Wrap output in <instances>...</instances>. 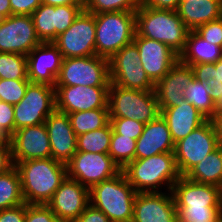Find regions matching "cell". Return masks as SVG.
I'll list each match as a JSON object with an SVG mask.
<instances>
[{
    "instance_id": "ab89813d",
    "label": "cell",
    "mask_w": 222,
    "mask_h": 222,
    "mask_svg": "<svg viewBox=\"0 0 222 222\" xmlns=\"http://www.w3.org/2000/svg\"><path fill=\"white\" fill-rule=\"evenodd\" d=\"M25 222H63L45 204H26Z\"/></svg>"
},
{
    "instance_id": "4fadbf2b",
    "label": "cell",
    "mask_w": 222,
    "mask_h": 222,
    "mask_svg": "<svg viewBox=\"0 0 222 222\" xmlns=\"http://www.w3.org/2000/svg\"><path fill=\"white\" fill-rule=\"evenodd\" d=\"M41 43L31 15H10L0 24V52L27 56Z\"/></svg>"
},
{
    "instance_id": "8992f818",
    "label": "cell",
    "mask_w": 222,
    "mask_h": 222,
    "mask_svg": "<svg viewBox=\"0 0 222 222\" xmlns=\"http://www.w3.org/2000/svg\"><path fill=\"white\" fill-rule=\"evenodd\" d=\"M108 108L110 118H129L144 124L161 114L154 91L127 89L113 83L109 86Z\"/></svg>"
},
{
    "instance_id": "8d00e7d4",
    "label": "cell",
    "mask_w": 222,
    "mask_h": 222,
    "mask_svg": "<svg viewBox=\"0 0 222 222\" xmlns=\"http://www.w3.org/2000/svg\"><path fill=\"white\" fill-rule=\"evenodd\" d=\"M30 80L0 79V101L16 105L25 96Z\"/></svg>"
},
{
    "instance_id": "3957f363",
    "label": "cell",
    "mask_w": 222,
    "mask_h": 222,
    "mask_svg": "<svg viewBox=\"0 0 222 222\" xmlns=\"http://www.w3.org/2000/svg\"><path fill=\"white\" fill-rule=\"evenodd\" d=\"M135 36L162 42L178 55L184 50L189 29L177 11L155 9L140 3L135 12Z\"/></svg>"
},
{
    "instance_id": "b9f144b4",
    "label": "cell",
    "mask_w": 222,
    "mask_h": 222,
    "mask_svg": "<svg viewBox=\"0 0 222 222\" xmlns=\"http://www.w3.org/2000/svg\"><path fill=\"white\" fill-rule=\"evenodd\" d=\"M207 87L212 90L214 86H222V58L214 64H206L199 70Z\"/></svg>"
},
{
    "instance_id": "7bdbcfd3",
    "label": "cell",
    "mask_w": 222,
    "mask_h": 222,
    "mask_svg": "<svg viewBox=\"0 0 222 222\" xmlns=\"http://www.w3.org/2000/svg\"><path fill=\"white\" fill-rule=\"evenodd\" d=\"M0 129L10 138L15 133L14 106L0 101Z\"/></svg>"
},
{
    "instance_id": "7402d4cb",
    "label": "cell",
    "mask_w": 222,
    "mask_h": 222,
    "mask_svg": "<svg viewBox=\"0 0 222 222\" xmlns=\"http://www.w3.org/2000/svg\"><path fill=\"white\" fill-rule=\"evenodd\" d=\"M176 207L222 206V189L181 176L172 186Z\"/></svg>"
},
{
    "instance_id": "60d3db41",
    "label": "cell",
    "mask_w": 222,
    "mask_h": 222,
    "mask_svg": "<svg viewBox=\"0 0 222 222\" xmlns=\"http://www.w3.org/2000/svg\"><path fill=\"white\" fill-rule=\"evenodd\" d=\"M195 31L210 44L222 47V17L199 26Z\"/></svg>"
},
{
    "instance_id": "f1b7e54d",
    "label": "cell",
    "mask_w": 222,
    "mask_h": 222,
    "mask_svg": "<svg viewBox=\"0 0 222 222\" xmlns=\"http://www.w3.org/2000/svg\"><path fill=\"white\" fill-rule=\"evenodd\" d=\"M184 99L210 120L215 114V103L204 78L198 73L184 90Z\"/></svg>"
},
{
    "instance_id": "e575fe53",
    "label": "cell",
    "mask_w": 222,
    "mask_h": 222,
    "mask_svg": "<svg viewBox=\"0 0 222 222\" xmlns=\"http://www.w3.org/2000/svg\"><path fill=\"white\" fill-rule=\"evenodd\" d=\"M178 222H222V206L176 207Z\"/></svg>"
},
{
    "instance_id": "277c9868",
    "label": "cell",
    "mask_w": 222,
    "mask_h": 222,
    "mask_svg": "<svg viewBox=\"0 0 222 222\" xmlns=\"http://www.w3.org/2000/svg\"><path fill=\"white\" fill-rule=\"evenodd\" d=\"M136 196L137 192L123 171L89 190L90 204L111 222H132Z\"/></svg>"
},
{
    "instance_id": "44dd1931",
    "label": "cell",
    "mask_w": 222,
    "mask_h": 222,
    "mask_svg": "<svg viewBox=\"0 0 222 222\" xmlns=\"http://www.w3.org/2000/svg\"><path fill=\"white\" fill-rule=\"evenodd\" d=\"M51 157L67 164L77 152V135L71 127L68 114L55 109L46 119Z\"/></svg>"
},
{
    "instance_id": "f907efd6",
    "label": "cell",
    "mask_w": 222,
    "mask_h": 222,
    "mask_svg": "<svg viewBox=\"0 0 222 222\" xmlns=\"http://www.w3.org/2000/svg\"><path fill=\"white\" fill-rule=\"evenodd\" d=\"M210 120L218 138L219 146H222V112L215 113Z\"/></svg>"
},
{
    "instance_id": "4dcf8cb0",
    "label": "cell",
    "mask_w": 222,
    "mask_h": 222,
    "mask_svg": "<svg viewBox=\"0 0 222 222\" xmlns=\"http://www.w3.org/2000/svg\"><path fill=\"white\" fill-rule=\"evenodd\" d=\"M24 203L20 174L14 166L0 174V211Z\"/></svg>"
},
{
    "instance_id": "603a6c76",
    "label": "cell",
    "mask_w": 222,
    "mask_h": 222,
    "mask_svg": "<svg viewBox=\"0 0 222 222\" xmlns=\"http://www.w3.org/2000/svg\"><path fill=\"white\" fill-rule=\"evenodd\" d=\"M168 124L160 114L145 124L142 134L136 141L135 159H143L165 152H174Z\"/></svg>"
},
{
    "instance_id": "d4e9b609",
    "label": "cell",
    "mask_w": 222,
    "mask_h": 222,
    "mask_svg": "<svg viewBox=\"0 0 222 222\" xmlns=\"http://www.w3.org/2000/svg\"><path fill=\"white\" fill-rule=\"evenodd\" d=\"M222 58V50L204 40L195 30L189 31L184 50L179 54V61L200 70L206 64H214Z\"/></svg>"
},
{
    "instance_id": "836d02e7",
    "label": "cell",
    "mask_w": 222,
    "mask_h": 222,
    "mask_svg": "<svg viewBox=\"0 0 222 222\" xmlns=\"http://www.w3.org/2000/svg\"><path fill=\"white\" fill-rule=\"evenodd\" d=\"M0 79L29 80L27 56L18 53L0 52Z\"/></svg>"
},
{
    "instance_id": "6da1fadb",
    "label": "cell",
    "mask_w": 222,
    "mask_h": 222,
    "mask_svg": "<svg viewBox=\"0 0 222 222\" xmlns=\"http://www.w3.org/2000/svg\"><path fill=\"white\" fill-rule=\"evenodd\" d=\"M22 195L26 204H47L68 176L67 164L52 157L18 162Z\"/></svg>"
},
{
    "instance_id": "f6af8a7d",
    "label": "cell",
    "mask_w": 222,
    "mask_h": 222,
    "mask_svg": "<svg viewBox=\"0 0 222 222\" xmlns=\"http://www.w3.org/2000/svg\"><path fill=\"white\" fill-rule=\"evenodd\" d=\"M26 203L0 211V222H25Z\"/></svg>"
},
{
    "instance_id": "ffe728a7",
    "label": "cell",
    "mask_w": 222,
    "mask_h": 222,
    "mask_svg": "<svg viewBox=\"0 0 222 222\" xmlns=\"http://www.w3.org/2000/svg\"><path fill=\"white\" fill-rule=\"evenodd\" d=\"M199 70L178 61L171 70L154 85V92L160 111L164 108L179 106L184 99V90Z\"/></svg>"
},
{
    "instance_id": "db71d44e",
    "label": "cell",
    "mask_w": 222,
    "mask_h": 222,
    "mask_svg": "<svg viewBox=\"0 0 222 222\" xmlns=\"http://www.w3.org/2000/svg\"><path fill=\"white\" fill-rule=\"evenodd\" d=\"M9 141V137L0 129V146Z\"/></svg>"
},
{
    "instance_id": "ac0fdd59",
    "label": "cell",
    "mask_w": 222,
    "mask_h": 222,
    "mask_svg": "<svg viewBox=\"0 0 222 222\" xmlns=\"http://www.w3.org/2000/svg\"><path fill=\"white\" fill-rule=\"evenodd\" d=\"M132 222H178L171 191L137 193Z\"/></svg>"
},
{
    "instance_id": "11a10c76",
    "label": "cell",
    "mask_w": 222,
    "mask_h": 222,
    "mask_svg": "<svg viewBox=\"0 0 222 222\" xmlns=\"http://www.w3.org/2000/svg\"><path fill=\"white\" fill-rule=\"evenodd\" d=\"M5 18L6 17L0 13V24L4 22Z\"/></svg>"
},
{
    "instance_id": "83f0119b",
    "label": "cell",
    "mask_w": 222,
    "mask_h": 222,
    "mask_svg": "<svg viewBox=\"0 0 222 222\" xmlns=\"http://www.w3.org/2000/svg\"><path fill=\"white\" fill-rule=\"evenodd\" d=\"M110 82L127 89L154 91V83L146 75L141 63L137 67L109 69Z\"/></svg>"
},
{
    "instance_id": "cb8c5ba5",
    "label": "cell",
    "mask_w": 222,
    "mask_h": 222,
    "mask_svg": "<svg viewBox=\"0 0 222 222\" xmlns=\"http://www.w3.org/2000/svg\"><path fill=\"white\" fill-rule=\"evenodd\" d=\"M161 115L168 124L174 143L185 138L194 129L208 120L185 99L179 102V106L162 109Z\"/></svg>"
},
{
    "instance_id": "f5cc1de1",
    "label": "cell",
    "mask_w": 222,
    "mask_h": 222,
    "mask_svg": "<svg viewBox=\"0 0 222 222\" xmlns=\"http://www.w3.org/2000/svg\"><path fill=\"white\" fill-rule=\"evenodd\" d=\"M0 13L5 17L11 15V5L9 0H0Z\"/></svg>"
},
{
    "instance_id": "484cf974",
    "label": "cell",
    "mask_w": 222,
    "mask_h": 222,
    "mask_svg": "<svg viewBox=\"0 0 222 222\" xmlns=\"http://www.w3.org/2000/svg\"><path fill=\"white\" fill-rule=\"evenodd\" d=\"M177 13L190 31L196 30L222 17V0L179 1Z\"/></svg>"
},
{
    "instance_id": "9c48e42d",
    "label": "cell",
    "mask_w": 222,
    "mask_h": 222,
    "mask_svg": "<svg viewBox=\"0 0 222 222\" xmlns=\"http://www.w3.org/2000/svg\"><path fill=\"white\" fill-rule=\"evenodd\" d=\"M219 147L211 120L194 129L175 143L174 157L180 176H185L205 156Z\"/></svg>"
},
{
    "instance_id": "e0dca14e",
    "label": "cell",
    "mask_w": 222,
    "mask_h": 222,
    "mask_svg": "<svg viewBox=\"0 0 222 222\" xmlns=\"http://www.w3.org/2000/svg\"><path fill=\"white\" fill-rule=\"evenodd\" d=\"M140 63L146 75L155 84L179 61V55L162 42L142 36H134Z\"/></svg>"
},
{
    "instance_id": "7c38bea8",
    "label": "cell",
    "mask_w": 222,
    "mask_h": 222,
    "mask_svg": "<svg viewBox=\"0 0 222 222\" xmlns=\"http://www.w3.org/2000/svg\"><path fill=\"white\" fill-rule=\"evenodd\" d=\"M84 10V5L41 4L31 15L38 38L41 42H53L65 32Z\"/></svg>"
},
{
    "instance_id": "d590c367",
    "label": "cell",
    "mask_w": 222,
    "mask_h": 222,
    "mask_svg": "<svg viewBox=\"0 0 222 222\" xmlns=\"http://www.w3.org/2000/svg\"><path fill=\"white\" fill-rule=\"evenodd\" d=\"M84 10L99 14L104 12H136L141 0H83Z\"/></svg>"
},
{
    "instance_id": "d6a6232c",
    "label": "cell",
    "mask_w": 222,
    "mask_h": 222,
    "mask_svg": "<svg viewBox=\"0 0 222 222\" xmlns=\"http://www.w3.org/2000/svg\"><path fill=\"white\" fill-rule=\"evenodd\" d=\"M136 141L130 137L116 134L112 130L108 154L121 170L135 159Z\"/></svg>"
},
{
    "instance_id": "2e32d148",
    "label": "cell",
    "mask_w": 222,
    "mask_h": 222,
    "mask_svg": "<svg viewBox=\"0 0 222 222\" xmlns=\"http://www.w3.org/2000/svg\"><path fill=\"white\" fill-rule=\"evenodd\" d=\"M89 204V189L67 176L46 205L59 220L74 222Z\"/></svg>"
},
{
    "instance_id": "ee69618b",
    "label": "cell",
    "mask_w": 222,
    "mask_h": 222,
    "mask_svg": "<svg viewBox=\"0 0 222 222\" xmlns=\"http://www.w3.org/2000/svg\"><path fill=\"white\" fill-rule=\"evenodd\" d=\"M11 15H32L42 4L41 0H9Z\"/></svg>"
},
{
    "instance_id": "8fae6325",
    "label": "cell",
    "mask_w": 222,
    "mask_h": 222,
    "mask_svg": "<svg viewBox=\"0 0 222 222\" xmlns=\"http://www.w3.org/2000/svg\"><path fill=\"white\" fill-rule=\"evenodd\" d=\"M121 171L108 153L77 151L67 163L68 177L77 180L89 190Z\"/></svg>"
},
{
    "instance_id": "7a4b0ae2",
    "label": "cell",
    "mask_w": 222,
    "mask_h": 222,
    "mask_svg": "<svg viewBox=\"0 0 222 222\" xmlns=\"http://www.w3.org/2000/svg\"><path fill=\"white\" fill-rule=\"evenodd\" d=\"M122 171L137 193L162 192L161 189L163 192L171 191L174 183L181 177L174 152L134 159Z\"/></svg>"
},
{
    "instance_id": "c3c4849f",
    "label": "cell",
    "mask_w": 222,
    "mask_h": 222,
    "mask_svg": "<svg viewBox=\"0 0 222 222\" xmlns=\"http://www.w3.org/2000/svg\"><path fill=\"white\" fill-rule=\"evenodd\" d=\"M180 0H141L149 8L177 11Z\"/></svg>"
},
{
    "instance_id": "5b68a950",
    "label": "cell",
    "mask_w": 222,
    "mask_h": 222,
    "mask_svg": "<svg viewBox=\"0 0 222 222\" xmlns=\"http://www.w3.org/2000/svg\"><path fill=\"white\" fill-rule=\"evenodd\" d=\"M95 15L96 55L110 59L115 53L133 42L135 12L117 11Z\"/></svg>"
},
{
    "instance_id": "74e56055",
    "label": "cell",
    "mask_w": 222,
    "mask_h": 222,
    "mask_svg": "<svg viewBox=\"0 0 222 222\" xmlns=\"http://www.w3.org/2000/svg\"><path fill=\"white\" fill-rule=\"evenodd\" d=\"M138 48L134 42L125 45L109 59V69L137 67L140 63Z\"/></svg>"
},
{
    "instance_id": "bcb514c9",
    "label": "cell",
    "mask_w": 222,
    "mask_h": 222,
    "mask_svg": "<svg viewBox=\"0 0 222 222\" xmlns=\"http://www.w3.org/2000/svg\"><path fill=\"white\" fill-rule=\"evenodd\" d=\"M74 222H111L100 210L89 204Z\"/></svg>"
},
{
    "instance_id": "681fc988",
    "label": "cell",
    "mask_w": 222,
    "mask_h": 222,
    "mask_svg": "<svg viewBox=\"0 0 222 222\" xmlns=\"http://www.w3.org/2000/svg\"><path fill=\"white\" fill-rule=\"evenodd\" d=\"M210 96L213 102L215 103V113L222 112V86H214L210 90Z\"/></svg>"
},
{
    "instance_id": "7dc6e473",
    "label": "cell",
    "mask_w": 222,
    "mask_h": 222,
    "mask_svg": "<svg viewBox=\"0 0 222 222\" xmlns=\"http://www.w3.org/2000/svg\"><path fill=\"white\" fill-rule=\"evenodd\" d=\"M14 167L10 141L0 146V174L8 172Z\"/></svg>"
},
{
    "instance_id": "9a60e30c",
    "label": "cell",
    "mask_w": 222,
    "mask_h": 222,
    "mask_svg": "<svg viewBox=\"0 0 222 222\" xmlns=\"http://www.w3.org/2000/svg\"><path fill=\"white\" fill-rule=\"evenodd\" d=\"M14 166L26 160L51 157V146L45 123L26 126L9 138Z\"/></svg>"
},
{
    "instance_id": "d6986e66",
    "label": "cell",
    "mask_w": 222,
    "mask_h": 222,
    "mask_svg": "<svg viewBox=\"0 0 222 222\" xmlns=\"http://www.w3.org/2000/svg\"><path fill=\"white\" fill-rule=\"evenodd\" d=\"M62 60L61 52L52 42H42L27 55L28 79L55 87Z\"/></svg>"
},
{
    "instance_id": "816d5d0a",
    "label": "cell",
    "mask_w": 222,
    "mask_h": 222,
    "mask_svg": "<svg viewBox=\"0 0 222 222\" xmlns=\"http://www.w3.org/2000/svg\"><path fill=\"white\" fill-rule=\"evenodd\" d=\"M43 4L58 6V5H84L83 0H41Z\"/></svg>"
},
{
    "instance_id": "1f68e13d",
    "label": "cell",
    "mask_w": 222,
    "mask_h": 222,
    "mask_svg": "<svg viewBox=\"0 0 222 222\" xmlns=\"http://www.w3.org/2000/svg\"><path fill=\"white\" fill-rule=\"evenodd\" d=\"M110 122L103 128L77 136V151L108 153L112 136Z\"/></svg>"
},
{
    "instance_id": "30bf717a",
    "label": "cell",
    "mask_w": 222,
    "mask_h": 222,
    "mask_svg": "<svg viewBox=\"0 0 222 222\" xmlns=\"http://www.w3.org/2000/svg\"><path fill=\"white\" fill-rule=\"evenodd\" d=\"M95 15L83 10L72 25L52 42L64 58L95 56Z\"/></svg>"
},
{
    "instance_id": "f35d334b",
    "label": "cell",
    "mask_w": 222,
    "mask_h": 222,
    "mask_svg": "<svg viewBox=\"0 0 222 222\" xmlns=\"http://www.w3.org/2000/svg\"><path fill=\"white\" fill-rule=\"evenodd\" d=\"M110 124L116 134L137 140L142 134L145 124L129 118H110Z\"/></svg>"
},
{
    "instance_id": "52a82bcc",
    "label": "cell",
    "mask_w": 222,
    "mask_h": 222,
    "mask_svg": "<svg viewBox=\"0 0 222 222\" xmlns=\"http://www.w3.org/2000/svg\"><path fill=\"white\" fill-rule=\"evenodd\" d=\"M109 59L100 56L64 58L55 86L109 87Z\"/></svg>"
},
{
    "instance_id": "4316f807",
    "label": "cell",
    "mask_w": 222,
    "mask_h": 222,
    "mask_svg": "<svg viewBox=\"0 0 222 222\" xmlns=\"http://www.w3.org/2000/svg\"><path fill=\"white\" fill-rule=\"evenodd\" d=\"M185 177L194 182L212 184L222 189V146L205 156Z\"/></svg>"
},
{
    "instance_id": "ba28073f",
    "label": "cell",
    "mask_w": 222,
    "mask_h": 222,
    "mask_svg": "<svg viewBox=\"0 0 222 222\" xmlns=\"http://www.w3.org/2000/svg\"><path fill=\"white\" fill-rule=\"evenodd\" d=\"M14 106L15 131L45 123L56 109L55 87L43 84H28L23 99Z\"/></svg>"
},
{
    "instance_id": "f546056e",
    "label": "cell",
    "mask_w": 222,
    "mask_h": 222,
    "mask_svg": "<svg viewBox=\"0 0 222 222\" xmlns=\"http://www.w3.org/2000/svg\"><path fill=\"white\" fill-rule=\"evenodd\" d=\"M68 117L77 136L103 128L110 122L109 108L69 113Z\"/></svg>"
},
{
    "instance_id": "5bb4252c",
    "label": "cell",
    "mask_w": 222,
    "mask_h": 222,
    "mask_svg": "<svg viewBox=\"0 0 222 222\" xmlns=\"http://www.w3.org/2000/svg\"><path fill=\"white\" fill-rule=\"evenodd\" d=\"M109 87L55 86L56 109L66 114L108 108Z\"/></svg>"
}]
</instances>
